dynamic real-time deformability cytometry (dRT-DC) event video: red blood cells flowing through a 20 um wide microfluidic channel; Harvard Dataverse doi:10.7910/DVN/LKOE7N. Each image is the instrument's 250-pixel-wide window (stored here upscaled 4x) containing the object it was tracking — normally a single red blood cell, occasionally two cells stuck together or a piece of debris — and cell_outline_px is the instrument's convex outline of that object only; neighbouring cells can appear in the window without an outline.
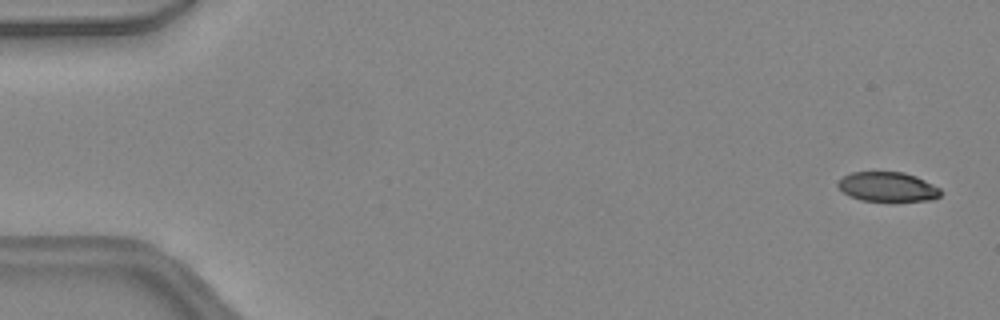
{"species": "common noctule bat (a hibernating species)", "species_latin": "Nyctalus noctula", "temperature_condition": "warm", "stored_images_in_passage": 4, "camera_frame_rate_fps": 3000, "um_per_image_px": 0.085, "animal": {"sex": "female", "body_mass_g": 24.6, "forearm_length_mm": 56.2}, "frame": {"image": 1, "passage_image": 2, "time_ms": 0.333, "image_size_px": [1000, 320], "cell_outline_px": [[940, 196], [928, 200], [860, 200], [848, 196], [836, 184], [844, 176], [852, 172], [904, 172], [916, 176], [940, 188]], "centroid_in_image_um": [75.42, 15.86], "position_along_channel_um": 9.6, "area_um2": 17.34}}